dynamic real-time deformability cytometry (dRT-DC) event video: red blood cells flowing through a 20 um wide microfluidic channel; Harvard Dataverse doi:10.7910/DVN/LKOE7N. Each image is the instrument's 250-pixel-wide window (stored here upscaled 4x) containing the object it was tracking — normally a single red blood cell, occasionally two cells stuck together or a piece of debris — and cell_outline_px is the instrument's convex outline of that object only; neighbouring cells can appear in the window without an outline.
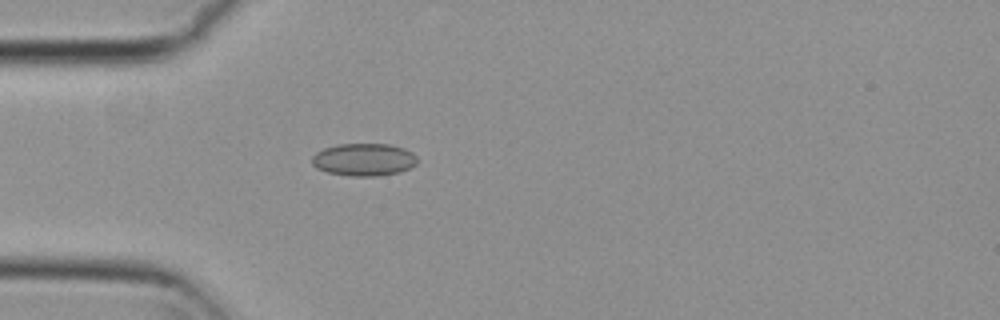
{"species": "common noctule bat (a hibernating species)", "species_latin": "Nyctalus noctula", "temperature_condition": "cold", "stored_images_in_passage": 36, "camera_frame_rate_fps": 3000, "um_per_image_px": 0.085, "animal": {"sex": "female", "body_mass_g": 29.2, "forearm_length_mm": 56.3}, "frame": {"image": 1, "passage_image": 1, "time_ms": 0.0, "image_size_px": [1000, 320], "cell_outline_px": [[416, 164], [400, 172], [376, 176], [348, 176], [328, 172], [316, 168], [312, 164], [312, 156], [316, 152], [324, 148], [336, 144], [388, 144], [404, 148], [412, 152], [416, 156]], "centroid_in_image_um": [30.9, 13.56], "position_along_channel_um": 54.1, "area_um2": 20.0}}
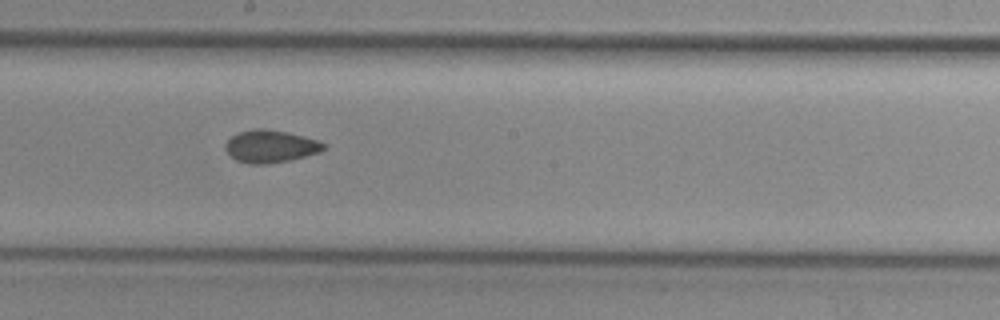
{"frame": {"image": 2, "passage_image": 15, "time_ms": 4.667, "image_size_px": [1000, 320], "cell_outline_px": [[328, 144], [320, 152], [288, 160], [264, 164], [248, 164], [236, 160], [224, 148], [224, 144], [232, 136], [240, 132], [252, 128], [264, 128], [288, 132], [304, 136]], "centroid_in_image_um": [22.98, 12.42], "position_along_channel_um": 225.2, "area_um2": 18.55}}
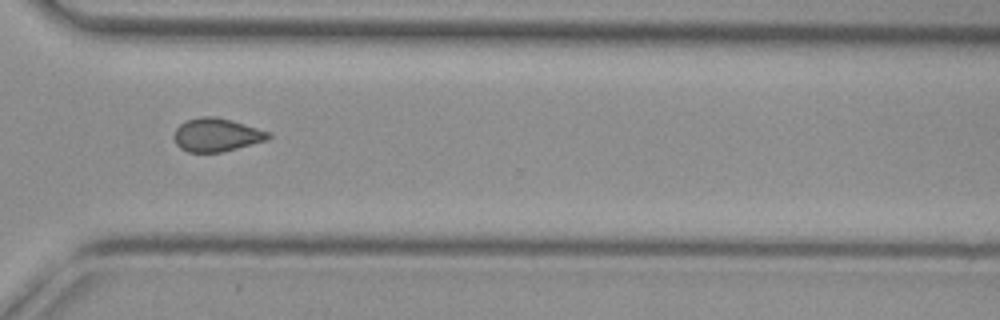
{"frame": {"image": 3, "passage_image": 25, "time_ms": 8.0, "image_size_px": [1000, 320], "cell_outline_px": [[272, 136], [268, 140], [220, 152], [188, 152], [180, 148], [176, 144], [172, 136], [176, 128], [180, 124], [188, 120], [200, 116], [216, 116], [232, 120], [272, 132]], "centroid_in_image_um": [18.42, 11.45], "position_along_channel_um": 352.2, "area_um2": 18.5}, "authors_computed_cell_mechanics": {"area_um2": 18.5538, "velocity_mm_per_s": 3.8082, "shape_relaxation_time_tau1_ms": null, "shape_relaxation_time_tau2_ms": 4.0644, "deformation_change_tau1": null, "deformation_change_tau2": 0.0864}}